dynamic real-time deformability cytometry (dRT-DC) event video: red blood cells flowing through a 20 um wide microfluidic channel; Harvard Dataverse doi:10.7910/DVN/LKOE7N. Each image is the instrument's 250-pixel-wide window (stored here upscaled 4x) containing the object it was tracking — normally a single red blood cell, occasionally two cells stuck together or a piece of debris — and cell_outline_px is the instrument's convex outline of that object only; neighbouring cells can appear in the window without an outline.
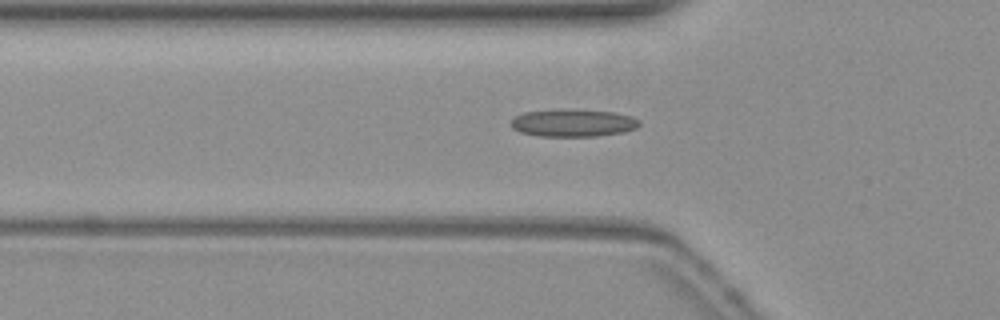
{"species": "common noctule bat (a hibernating species)", "species_latin": "Nyctalus noctula", "temperature_condition": "warm", "stored_images_in_passage": 47, "camera_frame_rate_fps": 3000, "um_per_image_px": 0.085, "animal": {"sex": "female", "body_mass_g": 19.3, "forearm_length_mm": 54.1}, "frame": {"image": 1, "passage_image": 16, "time_ms": 5.0, "image_size_px": [1000, 320], "cell_outline_px": [[640, 124], [636, 128], [620, 132], [596, 136], [540, 136], [520, 132], [512, 128], [512, 120], [516, 116], [524, 112], [616, 112], [632, 116], [640, 120]], "centroid_in_image_um": [48.75, 10.5], "position_along_channel_um": 77.0, "area_um2": 19.36}}
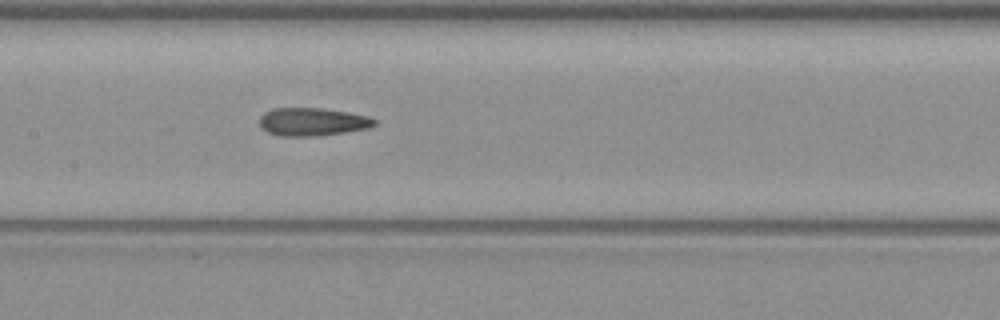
{"frame": {"image": 2, "passage_image": 24, "time_ms": 7.667, "image_size_px": [1000, 320], "cell_outline_px": [[376, 124], [368, 128], [320, 136], [280, 136], [268, 132], [260, 128], [260, 116], [264, 112], [272, 108], [320, 108], [348, 112], [368, 116], [376, 120]], "centroid_in_image_um": [26.53, 10.35], "position_along_channel_um": 180.9, "area_um2": 18.84}}
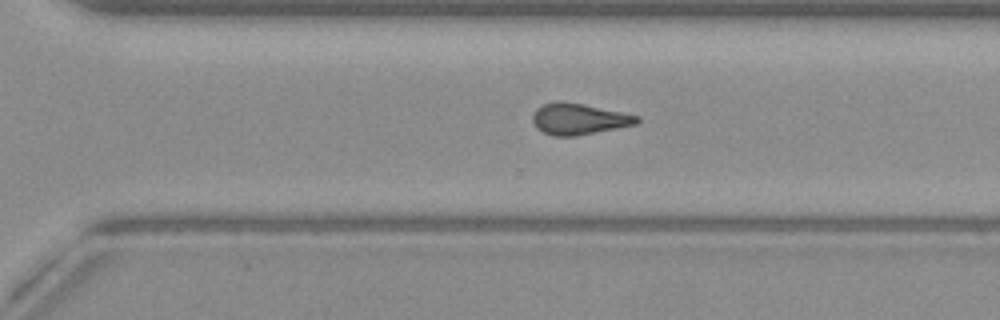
{"frame": {"image": 3, "passage_image": 35, "time_ms": 11.333, "image_size_px": [1000, 320], "cell_outline_px": [[640, 120], [636, 124], [576, 136], [556, 136], [544, 132], [536, 128], [532, 120], [532, 116], [536, 108], [544, 104], [560, 100], [584, 104], [640, 116]], "centroid_in_image_um": [49.18, 10.1], "position_along_channel_um": 321.4, "area_um2": 18.9}, "authors_computed_cell_mechanics": {"area_um2": 18.785, "velocity_mm_per_s": 3.851, "shape_relaxation_time_tau1_ms": null, "shape_relaxation_time_tau2_ms": 2.1724, "deformation_change_tau1": null, "deformation_change_tau2": 0.1019}}